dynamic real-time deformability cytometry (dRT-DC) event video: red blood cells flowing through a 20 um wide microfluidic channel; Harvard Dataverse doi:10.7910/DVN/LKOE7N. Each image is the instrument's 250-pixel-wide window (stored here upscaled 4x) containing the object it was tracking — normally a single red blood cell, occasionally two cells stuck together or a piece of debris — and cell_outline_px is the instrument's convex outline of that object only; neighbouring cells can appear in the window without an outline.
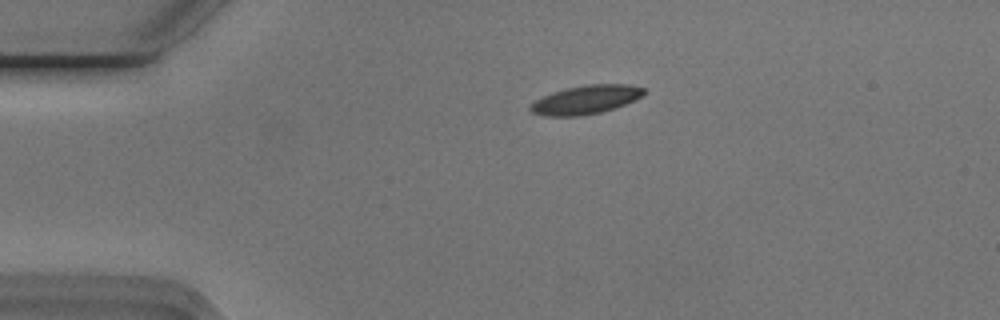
{"species": "Egyptian fruit bat (a non-hibernating species)", "species_latin": "Rousettus aegyptiacus", "temperature_condition": "cold", "stored_images_in_passage": 39, "camera_frame_rate_fps": 3000, "um_per_image_px": 0.085, "animal": {"sex": "male"}, "frame": {"image": 1, "passage_image": 2, "time_ms": 0.333, "image_size_px": [1000, 320], "cell_outline_px": [[644, 92], [640, 96], [624, 104], [600, 112], [580, 116], [544, 116], [532, 112], [528, 108], [536, 100], [552, 92], [568, 88], [588, 84], [628, 84], [644, 88]], "centroid_in_image_um": [49.75, 8.47], "position_along_channel_um": 35.2, "area_um2": 18.55}}
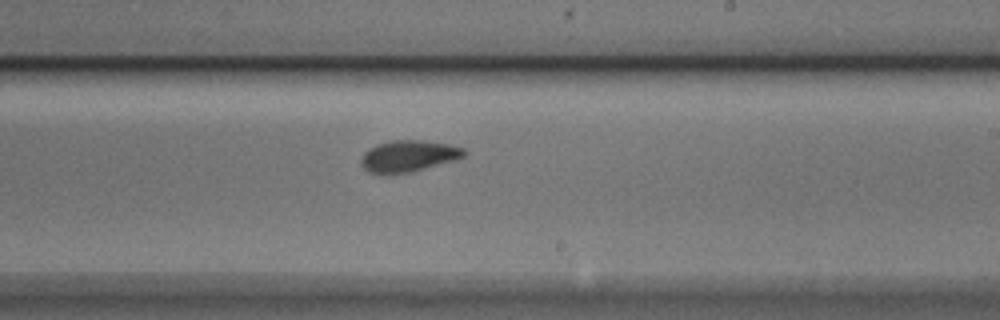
{"frame": {"image": 2, "passage_image": 23, "time_ms": 7.333, "image_size_px": [1000, 320], "cell_outline_px": [[468, 152], [464, 156], [456, 160], [412, 172], [384, 176], [368, 172], [360, 164], [360, 160], [364, 152], [368, 148], [376, 144], [392, 140], [424, 140], [448, 144], [464, 148]], "centroid_in_image_um": [34.69, 13.29], "position_along_channel_um": 254.3, "area_um2": 19.48}}
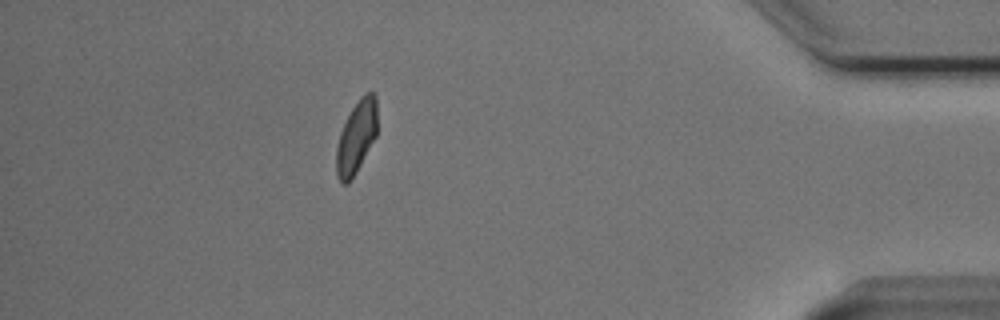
{"frame": {"image": 3, "passage_image": 39, "time_ms": 12.667, "image_size_px": [1000, 320], "cell_outline_px": [[376, 136], [356, 172], [348, 184], [340, 184], [336, 176], [336, 148], [340, 132], [352, 108], [360, 96], [364, 92], [372, 92], [376, 96]], "centroid_in_image_um": [30.27, 11.67], "position_along_channel_um": 404.9, "area_um2": 17.28}, "authors_computed_cell_mechanics": {"area_um2": 18.7272, "velocity_mm_per_s": 3.7297, "shape_relaxation_time_tau1_ms": 3.2531, "shape_relaxation_time_tau2_ms": 1.7123, "deformation_change_tau1": 0.1135, "deformation_change_tau2": 0.0664}}